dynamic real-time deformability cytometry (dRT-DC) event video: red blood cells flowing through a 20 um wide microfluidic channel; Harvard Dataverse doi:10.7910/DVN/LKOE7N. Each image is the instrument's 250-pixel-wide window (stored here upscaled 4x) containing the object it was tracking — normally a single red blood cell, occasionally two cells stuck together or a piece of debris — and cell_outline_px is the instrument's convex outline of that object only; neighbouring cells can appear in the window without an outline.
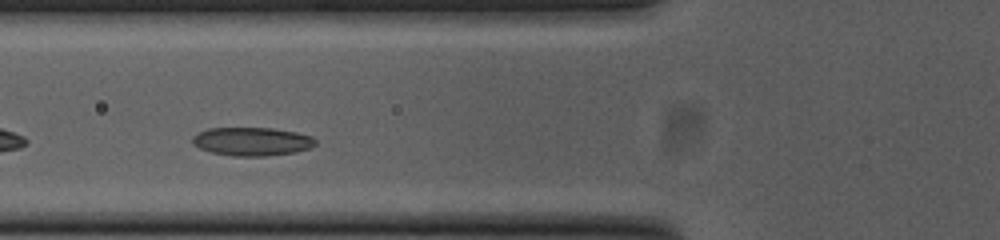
{"species": "common noctule bat (a hibernating species)", "species_latin": "Nyctalus noctula", "temperature_condition": "cold", "stored_images_in_passage": 30, "camera_frame_rate_fps": 3000, "um_per_image_px": 0.085, "animal": {"sex": "female", "body_mass_g": 23.0, "forearm_length_mm": 53.4}, "frame": {"image": 1, "passage_image": 5, "time_ms": 1.333, "image_size_px": [1000, 240], "cell_outline_px": [[316, 144], [312, 148], [296, 152], [264, 156], [232, 156], [212, 152], [200, 148], [192, 144], [192, 136], [208, 128], [272, 128], [296, 132], [312, 136], [316, 140]], "centroid_in_image_um": [21.44, 12.03], "position_along_channel_um": 104.4, "area_um2": 20.46}}
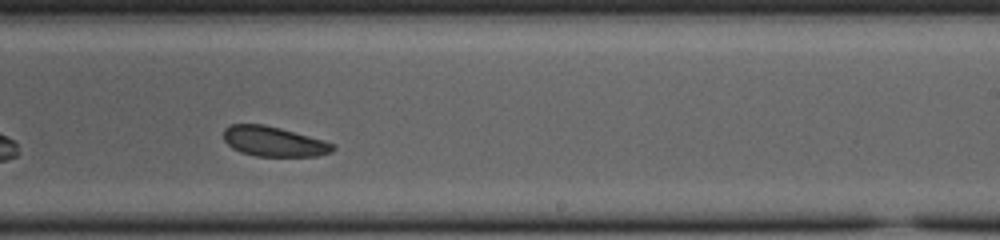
{"frame": {"image": 2, "passage_image": 18, "time_ms": 5.667, "image_size_px": [1000, 240], "cell_outline_px": [[336, 148], [332, 152], [316, 156], [256, 156], [240, 152], [232, 148], [224, 140], [224, 128], [232, 124], [264, 124], [280, 128], [324, 140], [336, 144]], "centroid_in_image_um": [23.29, 12.03], "position_along_channel_um": 265.7, "area_um2": 19.13}}
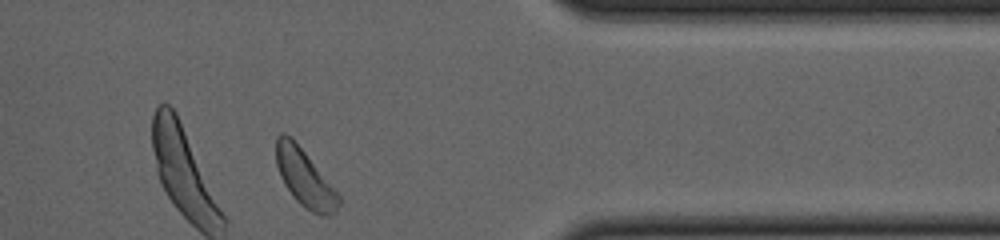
{"frame": {"image": 3, "passage_image": 29, "time_ms": 9.333, "image_size_px": [1000, 240], "cell_outline_px": [[340, 204], [336, 212], [328, 216], [320, 216], [304, 208], [292, 196], [284, 184], [280, 176], [276, 164], [276, 136], [280, 132], [284, 132], [304, 152], [340, 196]], "centroid_in_image_um": [25.89, 15.18], "position_along_channel_um": 385.5, "area_um2": 20.52}, "authors_computed_cell_mechanics": {"area_um2": 20.0566, "velocity_mm_per_s": 3.737, "shape_relaxation_time_tau1_ms": 1.5142, "shape_relaxation_time_tau2_ms": 4.3028, "deformation_change_tau1": 0.0477, "deformation_change_tau2": 0.0892}}